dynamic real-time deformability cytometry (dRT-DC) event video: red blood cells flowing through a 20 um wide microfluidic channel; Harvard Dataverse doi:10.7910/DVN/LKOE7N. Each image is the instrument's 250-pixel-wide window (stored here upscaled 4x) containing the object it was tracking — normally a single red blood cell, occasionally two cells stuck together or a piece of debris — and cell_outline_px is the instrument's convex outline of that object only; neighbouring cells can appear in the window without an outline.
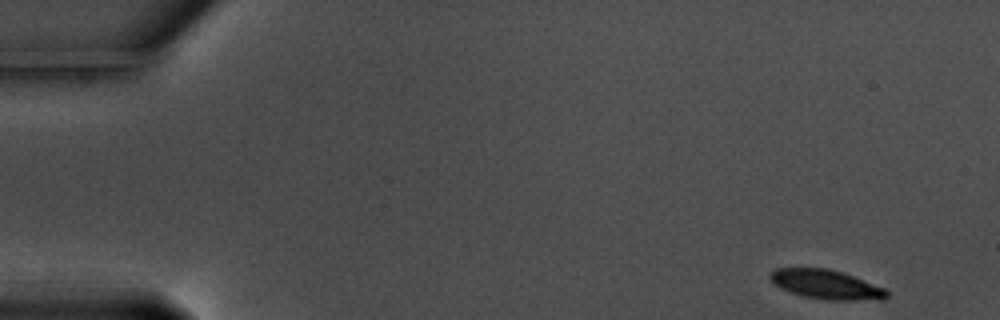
{"species": "common noctule bat (a hibernating species)", "species_latin": "Nyctalus noctula", "temperature_condition": "warm", "stored_images_in_passage": 55, "camera_frame_rate_fps": 3000, "um_per_image_px": 0.085, "animal": {"sex": "male", "body_mass_g": 17.5, "forearm_length_mm": 52.3}, "frame": {"image": 1, "passage_image": 1, "time_ms": 0.0, "image_size_px": [1000, 320], "cell_outline_px": [[888, 296], [884, 300], [828, 300], [804, 296], [780, 288], [768, 276], [772, 268], [828, 268], [852, 276], [884, 288], [888, 292]], "centroid_in_image_um": [70.22, 24.18], "position_along_channel_um": 14.8, "area_um2": 19.71}}
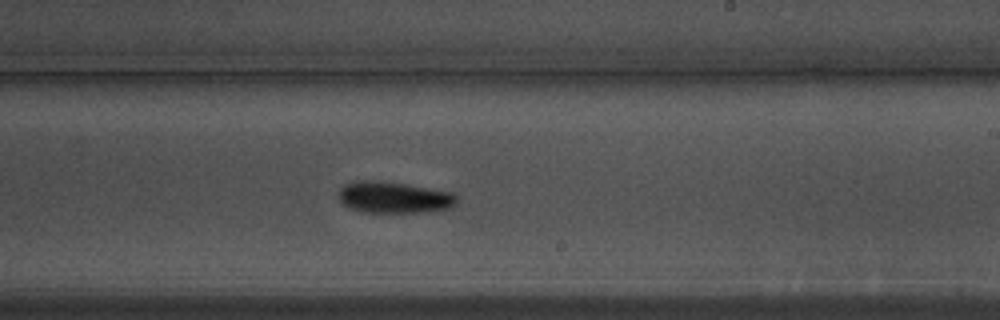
{"frame": {"image": 2, "passage_image": 32, "time_ms": 10.333, "image_size_px": [1000, 320], "cell_outline_px": [[456, 204], [448, 208], [420, 212], [360, 212], [348, 208], [336, 196], [340, 188], [344, 184], [360, 180], [372, 180], [404, 184], [452, 192], [456, 196]], "centroid_in_image_um": [33.41, 16.78], "position_along_channel_um": 255.6, "area_um2": 21.56}}
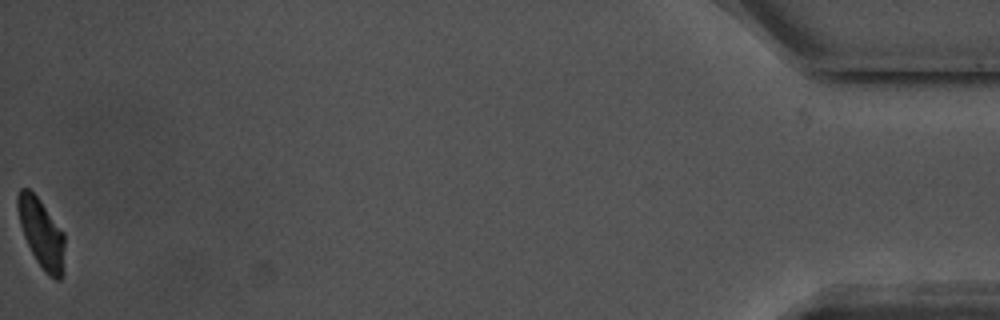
{"frame": {"image": 3, "passage_image": 55, "time_ms": 18.0, "image_size_px": [1000, 320], "cell_outline_px": [[64, 272], [60, 280], [56, 280], [48, 276], [44, 272], [36, 260], [24, 236], [20, 224], [16, 208], [16, 196], [20, 188], [28, 188], [40, 200], [64, 232]], "centroid_in_image_um": [3.52, 19.84], "position_along_channel_um": 431.7, "area_um2": 19.13}, "authors_computed_cell_mechanics": {"area_um2": 20.6346, "velocity_mm_per_s": 3.5432, "shape_relaxation_time_tau1_ms": 3.1599, "shape_relaxation_time_tau2_ms": null, "deformation_change_tau1": 0.1004, "deformation_change_tau2": null}}